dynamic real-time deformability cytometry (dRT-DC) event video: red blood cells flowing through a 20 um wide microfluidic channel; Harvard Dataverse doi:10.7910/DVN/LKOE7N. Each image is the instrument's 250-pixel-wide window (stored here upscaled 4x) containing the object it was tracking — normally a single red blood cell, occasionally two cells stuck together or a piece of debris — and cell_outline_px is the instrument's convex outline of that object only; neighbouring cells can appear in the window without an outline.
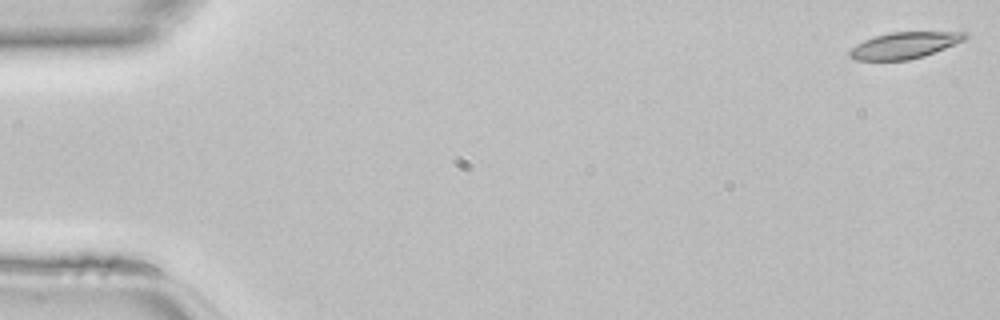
{"species": "common noctule bat (a hibernating species)", "species_latin": "Nyctalus noctula", "temperature_condition": "room temperature", "stored_images_in_passage": 46, "camera_frame_rate_fps": 3000, "um_per_image_px": 0.085, "animal": {"sex": "female", "body_mass_g": 22.7, "forearm_length_mm": 54.2}, "frame": {"image": 1, "passage_image": 1, "time_ms": 0.0, "image_size_px": [1000, 320], "cell_outline_px": [[968, 36], [964, 40], [924, 56], [908, 60], [856, 60], [848, 56], [848, 52], [852, 48], [864, 40], [876, 36], [892, 32], [968, 32]], "centroid_in_image_um": [76.87, 3.85], "position_along_channel_um": 8.1, "area_um2": 17.51}}
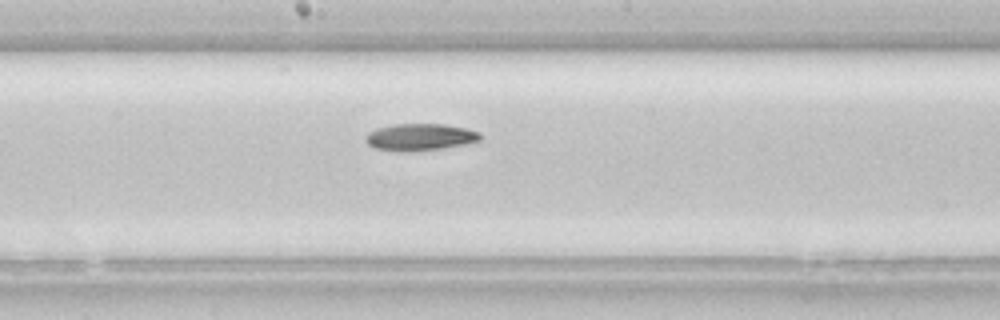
{"frame": {"image": 2, "passage_image": 25, "time_ms": 8.0, "image_size_px": [1000, 320], "cell_outline_px": [[480, 140], [464, 144], [440, 148], [412, 152], [396, 152], [372, 148], [364, 140], [364, 136], [368, 132], [376, 128], [396, 124], [444, 124], [464, 128], [480, 132]], "centroid_in_image_um": [35.61, 11.66], "position_along_channel_um": 212.6, "area_um2": 18.15}}
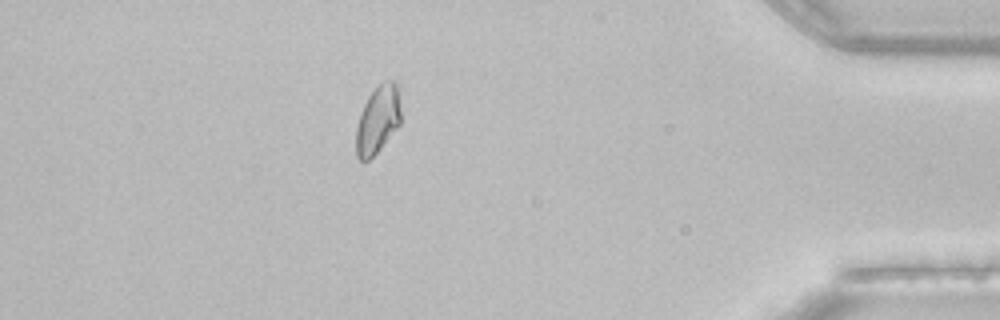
{"frame": {"image": 3, "passage_image": 41, "time_ms": 13.333, "image_size_px": [1000, 320], "cell_outline_px": [[400, 124], [380, 148], [368, 160], [360, 160], [356, 156], [356, 128], [360, 112], [368, 96], [384, 80], [396, 80], [400, 112]], "centroid_in_image_um": [32.1, 10.16], "position_along_channel_um": 403.1, "area_um2": 17.46}}